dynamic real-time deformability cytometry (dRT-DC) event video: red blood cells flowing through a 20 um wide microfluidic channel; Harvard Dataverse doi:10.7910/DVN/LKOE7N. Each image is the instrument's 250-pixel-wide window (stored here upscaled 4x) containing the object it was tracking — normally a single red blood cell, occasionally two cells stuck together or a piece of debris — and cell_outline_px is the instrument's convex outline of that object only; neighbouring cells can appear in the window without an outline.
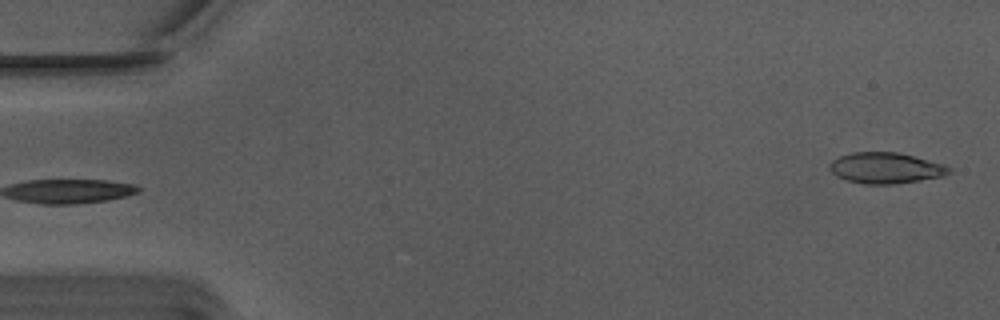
{"species": "Egyptian fruit bat (a non-hibernating species)", "species_latin": "Rousettus aegyptiacus", "temperature_condition": "warm", "stored_images_in_passage": 19, "camera_frame_rate_fps": 3000, "um_per_image_px": 0.085, "animal": {"sex": "male"}, "frame": {"image": 1, "passage_image": 1, "time_ms": 0.0, "image_size_px": [1000, 320], "cell_outline_px": [[952, 172], [944, 176], [920, 180], [892, 184], [864, 184], [844, 180], [836, 176], [828, 168], [828, 164], [832, 160], [840, 156], [852, 152], [896, 152], [944, 164], [952, 168]], "centroid_in_image_um": [75.26, 14.28], "position_along_channel_um": 9.7, "area_um2": 21.62}}
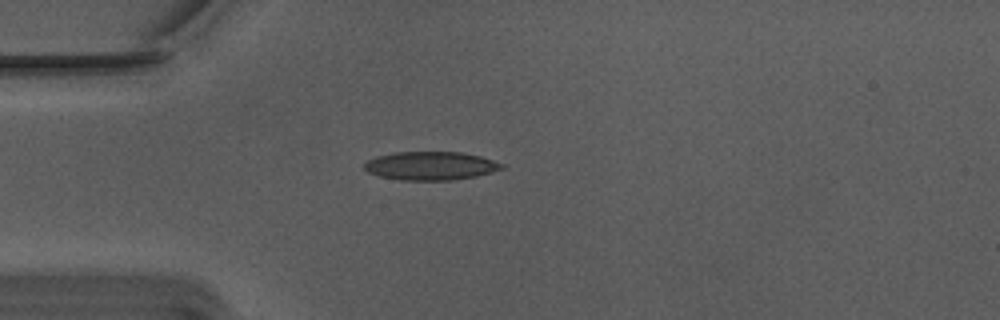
{"frame": {"image": 2, "passage_image": 14, "time_ms": 4.333, "image_size_px": [1000, 320], "cell_outline_px": [[504, 168], [476, 176], [452, 180], [400, 180], [380, 176], [368, 172], [364, 168], [364, 164], [368, 160], [376, 156], [396, 152], [460, 152], [480, 156], [504, 164]], "centroid_in_image_um": [36.59, 14.09], "position_along_channel_um": 48.4, "area_um2": 22.66}}
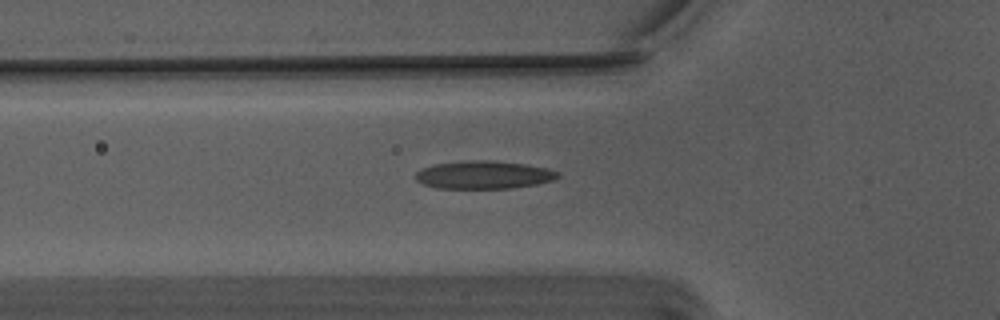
{"frame": {"image": 3, "passage_image": 18, "time_ms": 5.667, "image_size_px": [1000, 320], "cell_outline_px": [[560, 176], [552, 180], [536, 184], [508, 188], [436, 188], [424, 184], [416, 180], [416, 172], [424, 168], [436, 164], [468, 160], [492, 160], [524, 164], [548, 168], [560, 172]], "centroid_in_image_um": [41.14, 14.86], "position_along_channel_um": 84.7, "area_um2": 23.0}}